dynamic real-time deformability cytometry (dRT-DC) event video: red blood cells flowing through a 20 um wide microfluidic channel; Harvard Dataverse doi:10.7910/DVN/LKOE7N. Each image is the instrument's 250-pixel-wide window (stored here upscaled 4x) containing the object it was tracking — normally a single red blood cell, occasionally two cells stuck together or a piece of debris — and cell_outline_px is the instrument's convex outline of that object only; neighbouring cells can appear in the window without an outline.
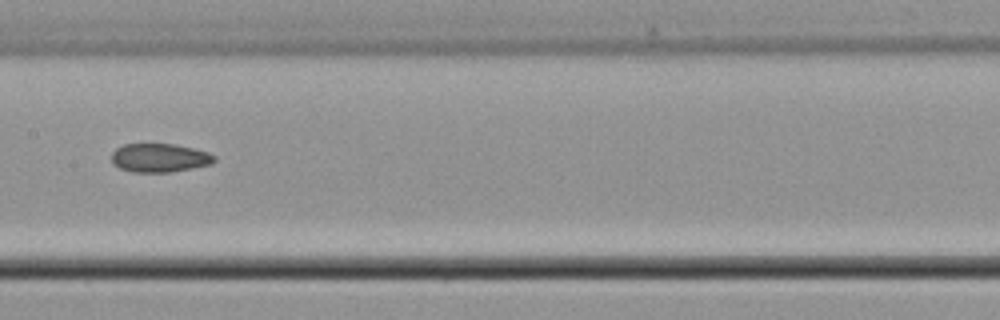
{"species": "common noctule bat (a hibernating species)", "species_latin": "Nyctalus noctula", "temperature_condition": "cold", "stored_images_in_passage": 8, "camera_frame_rate_fps": 3000, "um_per_image_px": 0.085, "animal": {"sex": "male", "body_mass_g": 21.5, "forearm_length_mm": 52.0}, "frame": {"image": 1, "passage_image": 6, "time_ms": 7.0, "image_size_px": [1000, 320], "cell_outline_px": [[216, 160], [212, 164], [192, 168], [168, 172], [132, 172], [120, 168], [112, 164], [112, 152], [116, 148], [124, 144], [176, 144], [208, 152], [216, 156]], "centroid_in_image_um": [13.56, 13.41], "position_along_channel_um": 193.8, "area_um2": 17.22}}
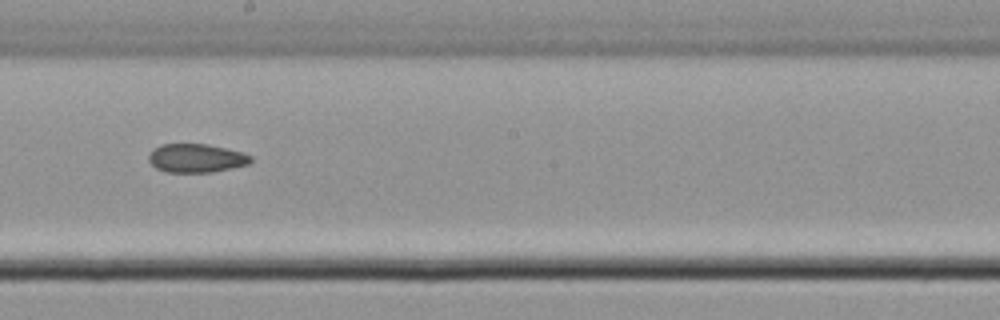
{"frame": {"image": 2, "passage_image": 7, "time_ms": 8.0, "image_size_px": [1000, 320], "cell_outline_px": [[252, 160], [248, 164], [212, 172], [168, 172], [156, 168], [148, 160], [148, 156], [152, 148], [160, 144], [208, 144], [244, 152], [252, 156]], "centroid_in_image_um": [16.67, 13.43], "position_along_channel_um": 231.5, "area_um2": 17.11}}
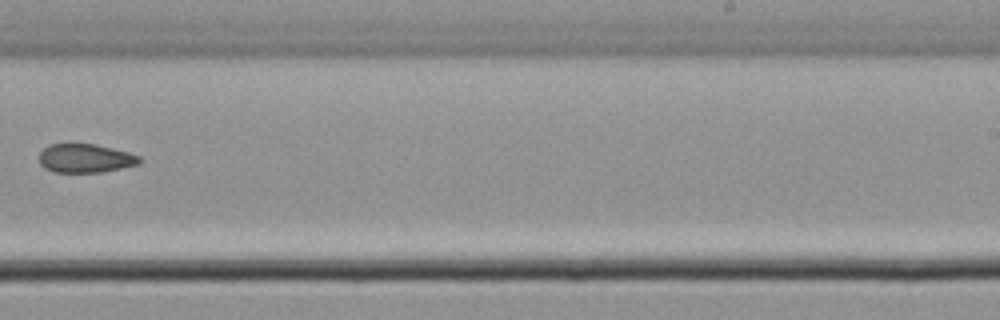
{"frame": {"image": 3, "passage_image": 8, "time_ms": 9.333, "image_size_px": [1000, 320], "cell_outline_px": [[140, 164], [104, 172], [52, 172], [44, 168], [40, 164], [40, 152], [48, 144], [96, 144], [128, 152], [140, 156]], "centroid_in_image_um": [7.25, 13.46], "position_along_channel_um": 281.7, "area_um2": 16.88}}